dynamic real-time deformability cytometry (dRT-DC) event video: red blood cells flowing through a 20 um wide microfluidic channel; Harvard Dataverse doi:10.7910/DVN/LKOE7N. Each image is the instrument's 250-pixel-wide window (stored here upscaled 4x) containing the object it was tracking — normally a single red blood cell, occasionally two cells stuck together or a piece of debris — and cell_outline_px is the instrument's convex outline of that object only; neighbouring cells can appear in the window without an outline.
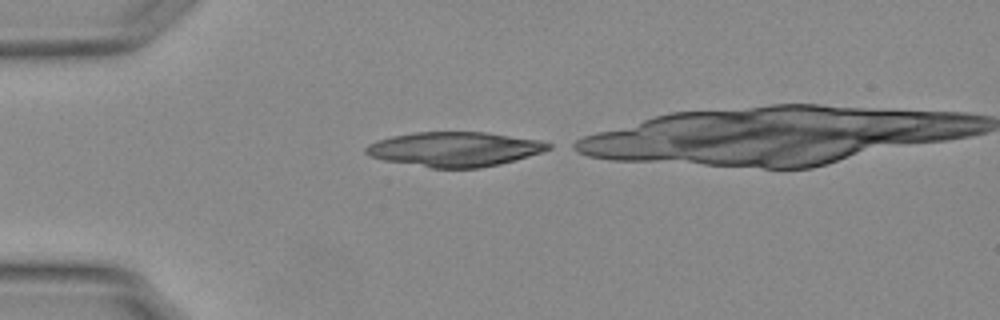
{"species": "Egyptian fruit bat (a non-hibernating species)", "species_latin": "Rousettus aegyptiacus", "temperature_condition": "warm", "stored_images_in_passage": 11, "camera_frame_rate_fps": 3000, "um_per_image_px": 0.085, "animal": {"sex": "female"}, "frame": {"image": 1, "passage_image": 1, "time_ms": 0.0, "image_size_px": [1000, 320], "cell_outline_px": [[552, 148], [516, 160], [500, 164], [480, 168], [432, 168], [384, 160], [372, 156], [364, 152], [364, 148], [368, 144], [376, 140], [392, 136], [416, 132], [484, 132], [540, 140], [552, 144]], "centroid_in_image_um": [38.63, 12.68], "position_along_channel_um": 46.4, "area_um2": 36.7}}